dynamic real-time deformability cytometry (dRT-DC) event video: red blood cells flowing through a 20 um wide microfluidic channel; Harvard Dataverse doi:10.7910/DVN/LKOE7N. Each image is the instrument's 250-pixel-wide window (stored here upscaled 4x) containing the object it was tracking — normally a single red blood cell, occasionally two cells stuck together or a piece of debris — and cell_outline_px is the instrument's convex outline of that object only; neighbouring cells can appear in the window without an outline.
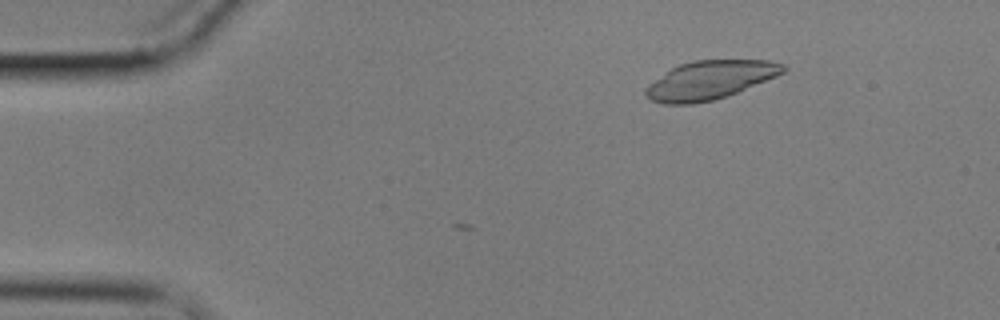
{"species": "common noctule bat (a hibernating species)", "species_latin": "Nyctalus noctula", "temperature_condition": "cold", "stored_images_in_passage": 4, "camera_frame_rate_fps": 3000, "um_per_image_px": 0.085, "animal": {"sex": "male", "body_mass_g": 17.9}, "frame": {"image": 1, "passage_image": 1, "time_ms": 0.0, "image_size_px": [1000, 320], "cell_outline_px": [[788, 68], [784, 72], [776, 76], [736, 92], [712, 100], [692, 104], [664, 104], [652, 100], [644, 92], [644, 88], [648, 84], [672, 68], [680, 64], [692, 60], [768, 60], [784, 64]], "centroid_in_image_um": [60.33, 6.79], "position_along_channel_um": 24.7, "area_um2": 30.52}}